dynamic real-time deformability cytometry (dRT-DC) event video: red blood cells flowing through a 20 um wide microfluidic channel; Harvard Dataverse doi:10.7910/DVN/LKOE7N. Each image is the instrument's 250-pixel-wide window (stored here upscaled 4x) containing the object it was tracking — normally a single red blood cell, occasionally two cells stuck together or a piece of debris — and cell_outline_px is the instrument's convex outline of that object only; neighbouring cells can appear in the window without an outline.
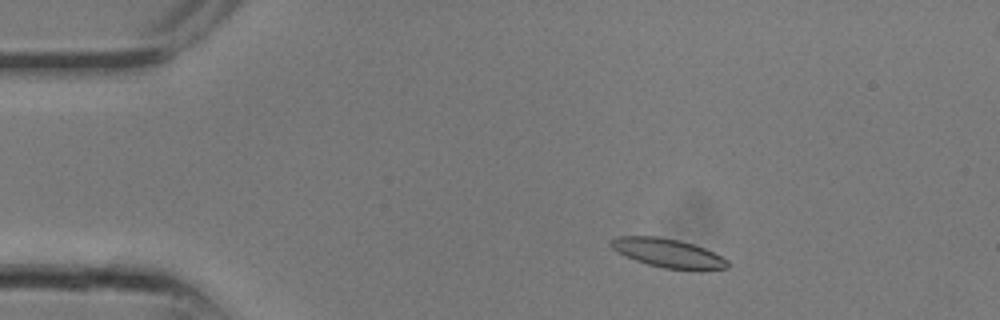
{"species": "common noctule bat (a hibernating species)", "species_latin": "Nyctalus noctula", "temperature_condition": "room temperature", "stored_images_in_passage": 8, "camera_frame_rate_fps": 3000, "um_per_image_px": 0.085, "animal": {"sex": "male", "body_mass_g": 13.3}, "frame": {"image": 1, "passage_image": 3, "time_ms": 0.667, "image_size_px": [1000, 320], "cell_outline_px": [[728, 268], [700, 272], [692, 272], [664, 268], [648, 264], [636, 260], [612, 248], [608, 244], [616, 236], [660, 236], [680, 240], [704, 248], [728, 260]], "centroid_in_image_um": [56.85, 21.54], "position_along_channel_um": 28.2, "area_um2": 19.94}}
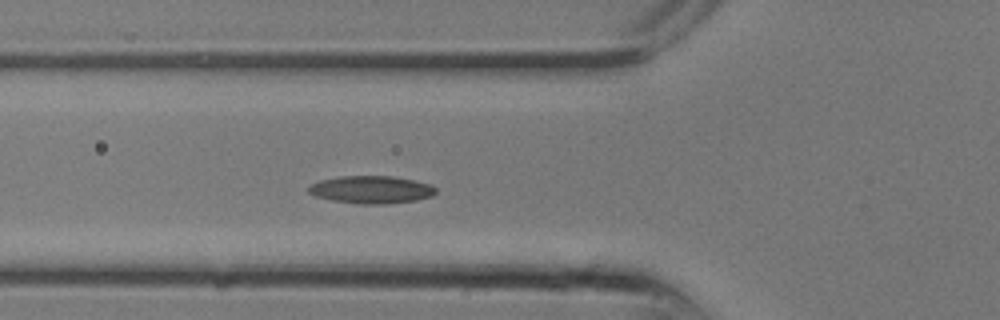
{"frame": {"image": 2, "passage_image": 8, "time_ms": 2.333, "image_size_px": [1000, 320], "cell_outline_px": [[436, 192], [432, 196], [416, 200], [388, 204], [360, 204], [332, 200], [316, 196], [308, 192], [308, 188], [312, 184], [320, 180], [340, 176], [392, 176], [432, 184], [436, 188]], "centroid_in_image_um": [31.58, 16.12], "position_along_channel_um": 94.2, "area_um2": 20.46}}